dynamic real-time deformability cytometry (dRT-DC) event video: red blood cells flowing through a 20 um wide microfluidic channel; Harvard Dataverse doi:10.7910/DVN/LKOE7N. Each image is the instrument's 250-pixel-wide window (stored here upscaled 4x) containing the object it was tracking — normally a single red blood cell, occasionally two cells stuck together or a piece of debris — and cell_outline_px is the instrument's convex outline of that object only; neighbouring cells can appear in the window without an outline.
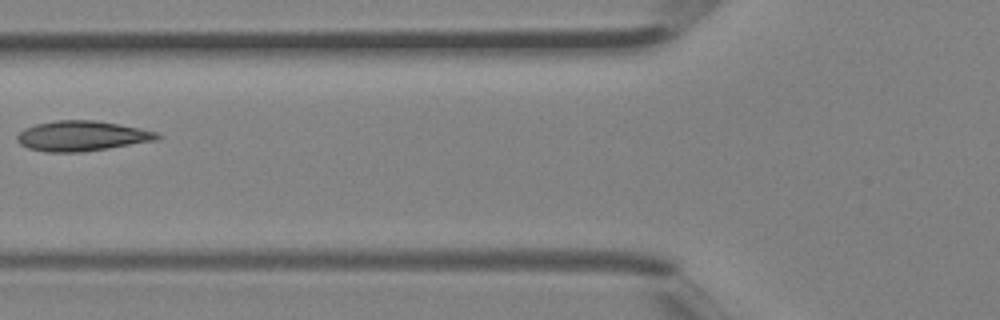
{"species": "Egyptian fruit bat (a non-hibernating species)", "species_latin": "Rousettus aegyptiacus", "temperature_condition": "room temperature", "stored_images_in_passage": 5, "camera_frame_rate_fps": 3000, "um_per_image_px": 0.085, "animal": {"sex": "female"}, "frame": {"image": 1, "passage_image": 5, "time_ms": 1.333, "image_size_px": [1000, 320], "cell_outline_px": [[164, 136], [156, 140], [108, 148], [80, 152], [48, 152], [28, 148], [20, 144], [16, 140], [16, 136], [24, 128], [36, 124], [56, 120], [96, 120], [140, 128], [156, 132]], "centroid_in_image_um": [6.95, 11.55], "position_along_channel_um": 118.9, "area_um2": 24.57}}